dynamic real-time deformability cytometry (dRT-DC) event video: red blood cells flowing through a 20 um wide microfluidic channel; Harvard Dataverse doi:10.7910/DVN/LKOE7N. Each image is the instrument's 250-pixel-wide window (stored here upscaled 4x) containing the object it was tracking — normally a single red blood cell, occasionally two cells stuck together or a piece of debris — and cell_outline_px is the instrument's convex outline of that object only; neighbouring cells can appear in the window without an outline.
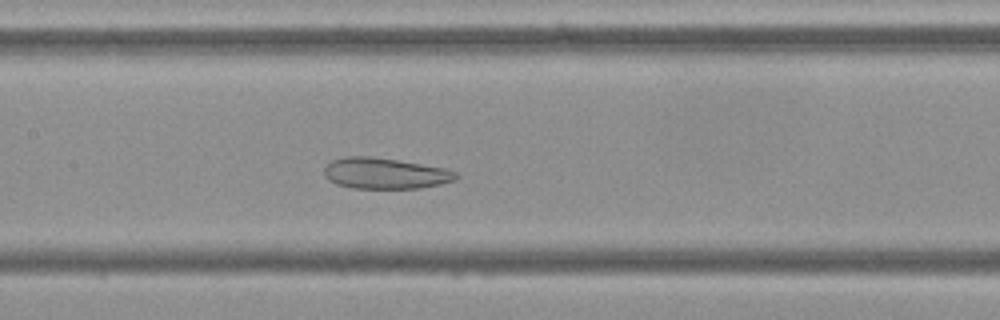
{"species": "Egyptian fruit bat (a non-hibernating species)", "species_latin": "Rousettus aegyptiacus", "temperature_condition": "cold", "stored_images_in_passage": 33, "camera_frame_rate_fps": 3000, "um_per_image_px": 0.085, "frame": {"image": 1, "passage_image": 20, "time_ms": 6.333, "image_size_px": [1000, 320], "cell_outline_px": [[460, 176], [456, 180], [440, 184], [420, 188], [352, 188], [336, 184], [328, 180], [324, 176], [324, 168], [332, 160], [344, 156], [368, 156], [396, 160], [444, 168], [456, 172]], "centroid_in_image_um": [32.71, 14.74], "position_along_channel_um": 174.7, "area_um2": 23.76}}
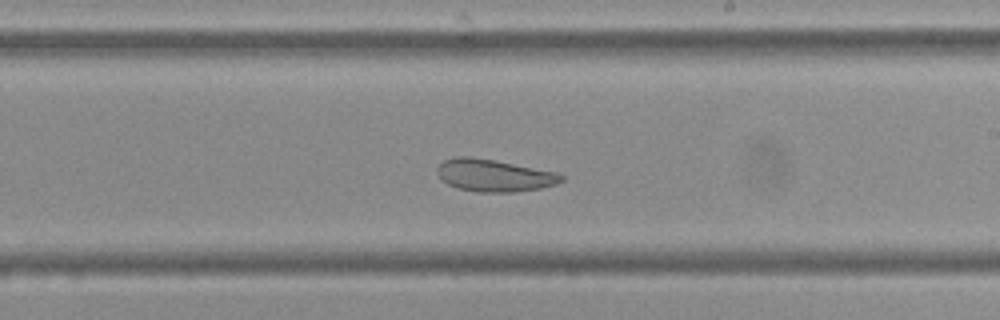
{"frame": {"image": 2, "passage_image": 26, "time_ms": 8.333, "image_size_px": [1000, 320], "cell_outline_px": [[564, 180], [556, 184], [540, 188], [512, 192], [476, 192], [460, 188], [448, 184], [440, 180], [436, 172], [436, 168], [444, 160], [456, 156], [468, 156], [492, 160], [560, 172], [564, 176]], "centroid_in_image_um": [42.0, 14.91], "position_along_channel_um": 247.0, "area_um2": 23.41}}
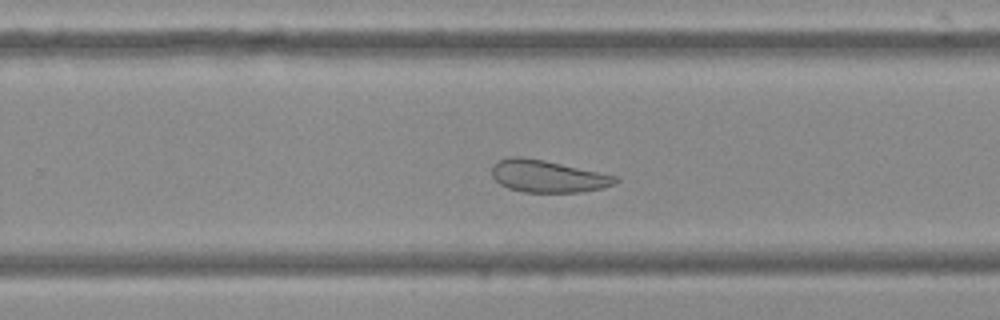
{"frame": {"image": 3, "passage_image": 29, "time_ms": 9.333, "image_size_px": [1000, 320], "cell_outline_px": [[620, 180], [616, 184], [600, 188], [580, 192], [524, 192], [508, 188], [500, 184], [492, 176], [492, 168], [496, 160], [508, 156], [520, 156], [544, 160], [616, 176]], "centroid_in_image_um": [46.51, 14.97], "position_along_channel_um": 283.3, "area_um2": 23.12}}